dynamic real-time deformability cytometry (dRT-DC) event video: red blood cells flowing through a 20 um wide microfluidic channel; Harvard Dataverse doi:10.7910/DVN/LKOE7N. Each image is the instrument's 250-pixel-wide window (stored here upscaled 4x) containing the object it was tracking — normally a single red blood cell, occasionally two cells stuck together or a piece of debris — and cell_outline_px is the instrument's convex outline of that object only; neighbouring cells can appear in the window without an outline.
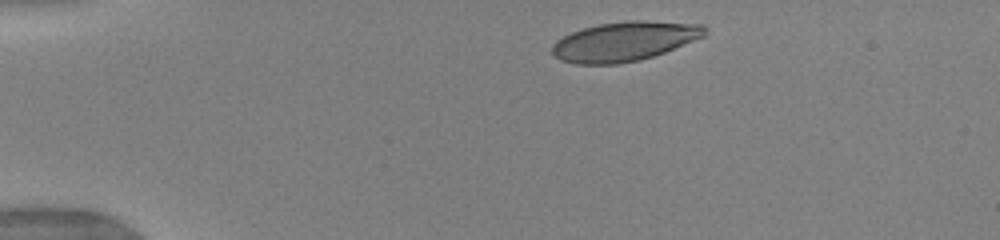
{"species": "human", "species_latin": "Homo sapiens", "temperature_condition": "warm", "stored_images_in_passage": 30, "camera_frame_rate_fps": 3000, "um_per_image_px": 0.085, "donor": {"sex": "female"}, "frame": {"image": 1, "passage_image": 1, "time_ms": 0.0, "image_size_px": [1000, 240], "cell_outline_px": [[708, 28], [704, 36], [664, 52], [640, 60], [620, 64], [576, 64], [560, 60], [552, 52], [552, 44], [556, 40], [572, 32], [584, 28], [600, 24], [628, 20], [640, 20], [704, 24]], "centroid_in_image_um": [53.08, 3.51], "position_along_channel_um": 31.9, "area_um2": 34.97}}
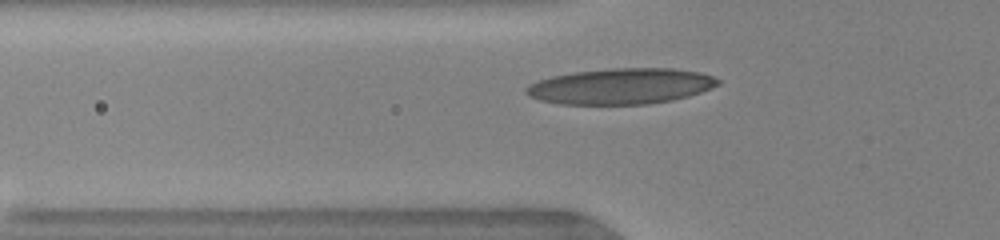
{"frame": {"image": 2, "passage_image": 17, "time_ms": 2.667, "image_size_px": [1000, 240], "cell_outline_px": [[720, 84], [712, 88], [688, 96], [672, 100], [648, 104], [560, 104], [540, 100], [528, 96], [524, 92], [524, 88], [528, 84], [552, 76], [576, 72], [612, 68], [672, 68], [700, 72], [712, 76], [720, 80]], "centroid_in_image_um": [52.77, 7.33], "position_along_channel_um": 73.0, "area_um2": 40.06}}